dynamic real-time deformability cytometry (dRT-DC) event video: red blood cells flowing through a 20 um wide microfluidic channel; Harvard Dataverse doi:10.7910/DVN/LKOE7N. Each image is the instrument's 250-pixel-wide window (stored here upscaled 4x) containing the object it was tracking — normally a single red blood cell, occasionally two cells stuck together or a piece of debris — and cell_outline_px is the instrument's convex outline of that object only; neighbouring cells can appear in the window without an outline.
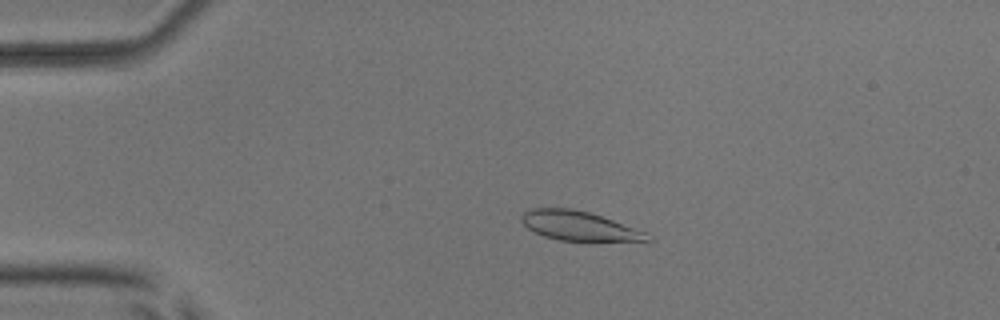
{"species": "common noctule bat (a hibernating species)", "species_latin": "Nyctalus noctula", "temperature_condition": "room temperature", "stored_images_in_passage": 53, "camera_frame_rate_fps": 3000, "um_per_image_px": 0.085, "animal": {"sex": "male", "body_mass_g": 17.9, "forearm_length_mm": 54.2}, "frame": {"image": 1, "passage_image": 12, "time_ms": 3.667, "image_size_px": [1000, 320], "cell_outline_px": [[652, 240], [560, 240], [544, 236], [528, 228], [520, 220], [520, 216], [524, 212], [532, 208], [572, 208], [588, 212], [648, 232], [652, 236]], "centroid_in_image_um": [49.19, 19.18], "position_along_channel_um": 35.8, "area_um2": 21.1}}
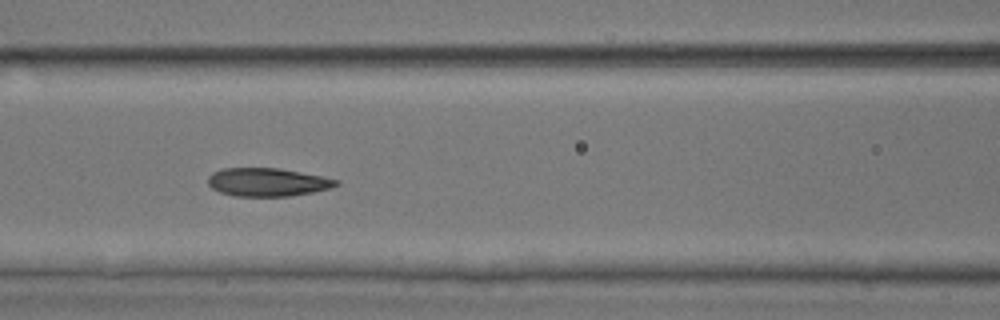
{"frame": {"image": 2, "passage_image": 24, "time_ms": 7.667, "image_size_px": [1000, 320], "cell_outline_px": [[340, 184], [328, 188], [312, 192], [288, 196], [236, 196], [220, 192], [212, 188], [208, 184], [208, 176], [212, 172], [224, 168], [280, 168], [340, 180]], "centroid_in_image_um": [22.71, 15.47], "position_along_channel_um": 143.9, "area_um2": 20.98}}
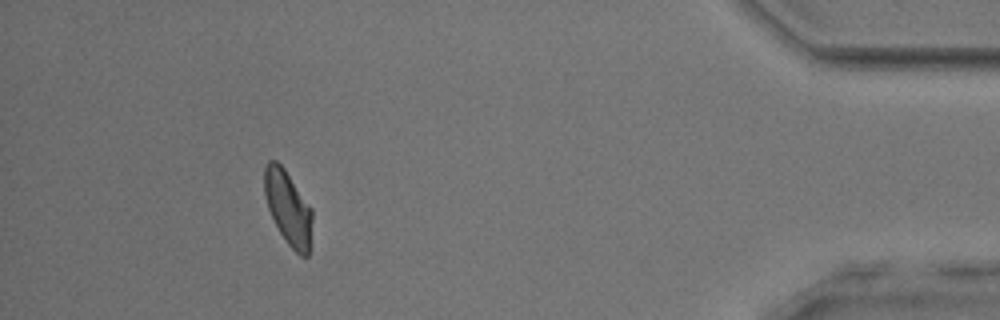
{"frame": {"image": 3, "passage_image": 49, "time_ms": 16.0, "image_size_px": [1000, 320], "cell_outline_px": [[312, 220], [308, 256], [300, 256], [284, 240], [268, 208], [264, 196], [264, 168], [268, 160], [276, 160], [284, 168], [312, 208]], "centroid_in_image_um": [24.48, 17.64], "position_along_channel_um": 410.7, "area_um2": 20.58}, "authors_computed_cell_mechanics": {"area_um2": 21.386, "velocity_mm_per_s": 3.8622, "shape_relaxation_time_tau1_ms": 7.3446, "shape_relaxation_time_tau2_ms": 1.8793, "deformation_change_tau1": 0.1656, "deformation_change_tau2": 0.0571}}